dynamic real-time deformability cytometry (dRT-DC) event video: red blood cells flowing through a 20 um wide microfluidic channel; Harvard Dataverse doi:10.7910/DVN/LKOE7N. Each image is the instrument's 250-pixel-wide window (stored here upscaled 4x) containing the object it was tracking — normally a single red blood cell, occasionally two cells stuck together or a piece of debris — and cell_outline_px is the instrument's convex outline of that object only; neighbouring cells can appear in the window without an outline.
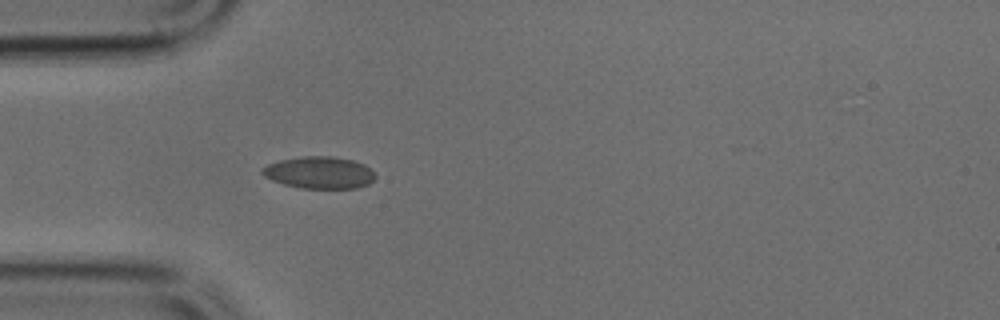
{"species": "common noctule bat (a hibernating species)", "species_latin": "Nyctalus noctula", "temperature_condition": "cold", "stored_images_in_passage": 14, "camera_frame_rate_fps": 3000, "um_per_image_px": 0.085, "animal": {"sex": "male", "body_mass_g": 17.9, "forearm_length_mm": 54.2}, "frame": {"image": 1, "passage_image": 5, "time_ms": 1.333, "image_size_px": [1000, 320], "cell_outline_px": [[376, 176], [368, 184], [356, 188], [300, 188], [284, 184], [272, 180], [264, 176], [260, 172], [260, 168], [268, 164], [280, 160], [300, 156], [332, 156], [352, 160], [364, 164]], "centroid_in_image_um": [27.1, 14.66], "position_along_channel_um": 57.9, "area_um2": 21.04}}